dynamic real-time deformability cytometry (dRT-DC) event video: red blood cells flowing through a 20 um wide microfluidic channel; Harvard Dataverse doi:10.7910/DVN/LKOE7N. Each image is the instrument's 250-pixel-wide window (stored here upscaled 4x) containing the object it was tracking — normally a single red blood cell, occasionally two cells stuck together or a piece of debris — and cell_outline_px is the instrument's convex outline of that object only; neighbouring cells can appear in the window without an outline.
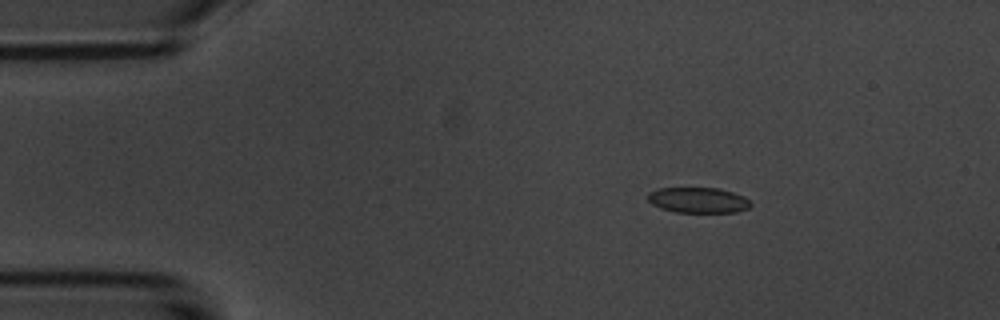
{"species": "common noctule bat (a hibernating species)", "species_latin": "Nyctalus noctula", "temperature_condition": "room temperature", "stored_images_in_passage": 3, "camera_frame_rate_fps": 3000, "um_per_image_px": 0.085, "animal": {"sex": "male", "body_mass_g": 20.1, "forearm_length_mm": 53.5}, "frame": {"image": 1, "passage_image": 1, "time_ms": 0.0, "image_size_px": [1000, 320], "cell_outline_px": [[752, 204], [748, 208], [736, 212], [676, 212], [660, 208], [652, 204], [648, 200], [648, 192], [656, 188], [720, 188], [744, 196]], "centroid_in_image_um": [59.33, 17.0], "position_along_channel_um": 25.7, "area_um2": 15.32}}